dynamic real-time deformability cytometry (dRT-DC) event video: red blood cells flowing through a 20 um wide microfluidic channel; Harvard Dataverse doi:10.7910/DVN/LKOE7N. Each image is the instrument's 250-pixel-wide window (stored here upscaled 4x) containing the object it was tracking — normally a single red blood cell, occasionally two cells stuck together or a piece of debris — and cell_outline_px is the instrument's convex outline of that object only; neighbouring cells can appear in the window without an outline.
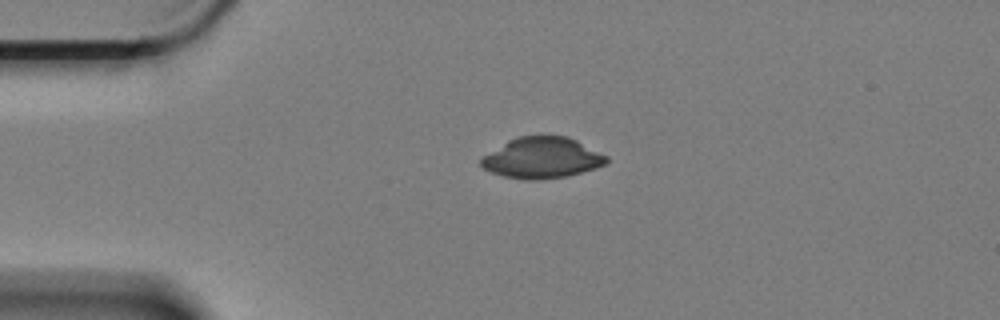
{"species": "Egyptian fruit bat (a non-hibernating species)", "species_latin": "Rousettus aegyptiacus", "temperature_condition": "cold", "stored_images_in_passage": 2, "camera_frame_rate_fps": 3000, "um_per_image_px": 0.085, "animal": {"sex": "female"}, "frame": {"image": 1, "passage_image": 2, "time_ms": 0.333, "image_size_px": [1000, 320], "cell_outline_px": [[608, 160], [604, 164], [596, 168], [568, 176], [540, 180], [528, 180], [504, 176], [492, 172], [484, 168], [480, 164], [480, 160], [484, 156], [508, 140], [520, 136], [568, 136], [608, 156]], "centroid_in_image_um": [46.09, 13.42], "position_along_channel_um": 38.9, "area_um2": 29.71}}